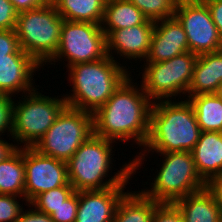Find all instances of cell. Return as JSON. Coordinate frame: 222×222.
Listing matches in <instances>:
<instances>
[{
  "instance_id": "obj_12",
  "label": "cell",
  "mask_w": 222,
  "mask_h": 222,
  "mask_svg": "<svg viewBox=\"0 0 222 222\" xmlns=\"http://www.w3.org/2000/svg\"><path fill=\"white\" fill-rule=\"evenodd\" d=\"M25 203L39 194L64 185L68 179L67 162L43 155L33 147L24 148Z\"/></svg>"
},
{
  "instance_id": "obj_34",
  "label": "cell",
  "mask_w": 222,
  "mask_h": 222,
  "mask_svg": "<svg viewBox=\"0 0 222 222\" xmlns=\"http://www.w3.org/2000/svg\"><path fill=\"white\" fill-rule=\"evenodd\" d=\"M211 13L212 20L222 38V0H203Z\"/></svg>"
},
{
  "instance_id": "obj_4",
  "label": "cell",
  "mask_w": 222,
  "mask_h": 222,
  "mask_svg": "<svg viewBox=\"0 0 222 222\" xmlns=\"http://www.w3.org/2000/svg\"><path fill=\"white\" fill-rule=\"evenodd\" d=\"M117 61L106 55L97 61L67 67L68 81L73 86V93L63 95L67 106L92 114L103 106L131 74L129 68Z\"/></svg>"
},
{
  "instance_id": "obj_32",
  "label": "cell",
  "mask_w": 222,
  "mask_h": 222,
  "mask_svg": "<svg viewBox=\"0 0 222 222\" xmlns=\"http://www.w3.org/2000/svg\"><path fill=\"white\" fill-rule=\"evenodd\" d=\"M18 12L10 0H0V30L15 29Z\"/></svg>"
},
{
  "instance_id": "obj_3",
  "label": "cell",
  "mask_w": 222,
  "mask_h": 222,
  "mask_svg": "<svg viewBox=\"0 0 222 222\" xmlns=\"http://www.w3.org/2000/svg\"><path fill=\"white\" fill-rule=\"evenodd\" d=\"M114 143L91 135L67 161L69 183L75 191L102 190L115 186H127L133 175V161L125 163L111 178ZM131 177V178H130ZM106 178V180H105Z\"/></svg>"
},
{
  "instance_id": "obj_20",
  "label": "cell",
  "mask_w": 222,
  "mask_h": 222,
  "mask_svg": "<svg viewBox=\"0 0 222 222\" xmlns=\"http://www.w3.org/2000/svg\"><path fill=\"white\" fill-rule=\"evenodd\" d=\"M159 204L141 190H128L120 199L112 222H152Z\"/></svg>"
},
{
  "instance_id": "obj_17",
  "label": "cell",
  "mask_w": 222,
  "mask_h": 222,
  "mask_svg": "<svg viewBox=\"0 0 222 222\" xmlns=\"http://www.w3.org/2000/svg\"><path fill=\"white\" fill-rule=\"evenodd\" d=\"M191 153L196 170L206 184L222 174V132H201Z\"/></svg>"
},
{
  "instance_id": "obj_22",
  "label": "cell",
  "mask_w": 222,
  "mask_h": 222,
  "mask_svg": "<svg viewBox=\"0 0 222 222\" xmlns=\"http://www.w3.org/2000/svg\"><path fill=\"white\" fill-rule=\"evenodd\" d=\"M202 132H222V99L216 93L186 96Z\"/></svg>"
},
{
  "instance_id": "obj_18",
  "label": "cell",
  "mask_w": 222,
  "mask_h": 222,
  "mask_svg": "<svg viewBox=\"0 0 222 222\" xmlns=\"http://www.w3.org/2000/svg\"><path fill=\"white\" fill-rule=\"evenodd\" d=\"M222 83V49L198 55L188 95L216 93Z\"/></svg>"
},
{
  "instance_id": "obj_19",
  "label": "cell",
  "mask_w": 222,
  "mask_h": 222,
  "mask_svg": "<svg viewBox=\"0 0 222 222\" xmlns=\"http://www.w3.org/2000/svg\"><path fill=\"white\" fill-rule=\"evenodd\" d=\"M185 222H219L222 211L213 194L205 187L174 202Z\"/></svg>"
},
{
  "instance_id": "obj_11",
  "label": "cell",
  "mask_w": 222,
  "mask_h": 222,
  "mask_svg": "<svg viewBox=\"0 0 222 222\" xmlns=\"http://www.w3.org/2000/svg\"><path fill=\"white\" fill-rule=\"evenodd\" d=\"M174 16L187 35L189 51L200 55L222 49V38L202 0H178Z\"/></svg>"
},
{
  "instance_id": "obj_38",
  "label": "cell",
  "mask_w": 222,
  "mask_h": 222,
  "mask_svg": "<svg viewBox=\"0 0 222 222\" xmlns=\"http://www.w3.org/2000/svg\"><path fill=\"white\" fill-rule=\"evenodd\" d=\"M216 94L222 99V83L219 85Z\"/></svg>"
},
{
  "instance_id": "obj_27",
  "label": "cell",
  "mask_w": 222,
  "mask_h": 222,
  "mask_svg": "<svg viewBox=\"0 0 222 222\" xmlns=\"http://www.w3.org/2000/svg\"><path fill=\"white\" fill-rule=\"evenodd\" d=\"M18 196L0 194V222H16L24 206H20Z\"/></svg>"
},
{
  "instance_id": "obj_36",
  "label": "cell",
  "mask_w": 222,
  "mask_h": 222,
  "mask_svg": "<svg viewBox=\"0 0 222 222\" xmlns=\"http://www.w3.org/2000/svg\"><path fill=\"white\" fill-rule=\"evenodd\" d=\"M15 10L20 13L23 11L31 10L42 6L46 3L45 0H10Z\"/></svg>"
},
{
  "instance_id": "obj_14",
  "label": "cell",
  "mask_w": 222,
  "mask_h": 222,
  "mask_svg": "<svg viewBox=\"0 0 222 222\" xmlns=\"http://www.w3.org/2000/svg\"><path fill=\"white\" fill-rule=\"evenodd\" d=\"M189 51L187 35L175 16L155 21L145 62H163Z\"/></svg>"
},
{
  "instance_id": "obj_30",
  "label": "cell",
  "mask_w": 222,
  "mask_h": 222,
  "mask_svg": "<svg viewBox=\"0 0 222 222\" xmlns=\"http://www.w3.org/2000/svg\"><path fill=\"white\" fill-rule=\"evenodd\" d=\"M11 95L0 94V137L8 132L7 136L12 135L13 103ZM7 130V131H6Z\"/></svg>"
},
{
  "instance_id": "obj_23",
  "label": "cell",
  "mask_w": 222,
  "mask_h": 222,
  "mask_svg": "<svg viewBox=\"0 0 222 222\" xmlns=\"http://www.w3.org/2000/svg\"><path fill=\"white\" fill-rule=\"evenodd\" d=\"M0 194L15 195L25 200L24 147H19L0 162Z\"/></svg>"
},
{
  "instance_id": "obj_15",
  "label": "cell",
  "mask_w": 222,
  "mask_h": 222,
  "mask_svg": "<svg viewBox=\"0 0 222 222\" xmlns=\"http://www.w3.org/2000/svg\"><path fill=\"white\" fill-rule=\"evenodd\" d=\"M126 186L78 191L75 222H112Z\"/></svg>"
},
{
  "instance_id": "obj_35",
  "label": "cell",
  "mask_w": 222,
  "mask_h": 222,
  "mask_svg": "<svg viewBox=\"0 0 222 222\" xmlns=\"http://www.w3.org/2000/svg\"><path fill=\"white\" fill-rule=\"evenodd\" d=\"M206 188L213 194L217 204L222 211V174L212 178L206 184Z\"/></svg>"
},
{
  "instance_id": "obj_24",
  "label": "cell",
  "mask_w": 222,
  "mask_h": 222,
  "mask_svg": "<svg viewBox=\"0 0 222 222\" xmlns=\"http://www.w3.org/2000/svg\"><path fill=\"white\" fill-rule=\"evenodd\" d=\"M107 0H53L57 12L64 20L102 23Z\"/></svg>"
},
{
  "instance_id": "obj_10",
  "label": "cell",
  "mask_w": 222,
  "mask_h": 222,
  "mask_svg": "<svg viewBox=\"0 0 222 222\" xmlns=\"http://www.w3.org/2000/svg\"><path fill=\"white\" fill-rule=\"evenodd\" d=\"M106 55V35L100 24L63 20L57 52L47 65H55L54 62L65 58V66L70 67L97 61Z\"/></svg>"
},
{
  "instance_id": "obj_7",
  "label": "cell",
  "mask_w": 222,
  "mask_h": 222,
  "mask_svg": "<svg viewBox=\"0 0 222 222\" xmlns=\"http://www.w3.org/2000/svg\"><path fill=\"white\" fill-rule=\"evenodd\" d=\"M163 160L160 170L150 184L151 188L141 191L160 203H174L176 200L206 187L199 176L193 156L188 151L158 153ZM163 163V164H162ZM153 185V186H151Z\"/></svg>"
},
{
  "instance_id": "obj_9",
  "label": "cell",
  "mask_w": 222,
  "mask_h": 222,
  "mask_svg": "<svg viewBox=\"0 0 222 222\" xmlns=\"http://www.w3.org/2000/svg\"><path fill=\"white\" fill-rule=\"evenodd\" d=\"M197 57V54L187 51L167 61L144 63L140 81L143 91L153 102L176 100L183 94V97L188 96Z\"/></svg>"
},
{
  "instance_id": "obj_31",
  "label": "cell",
  "mask_w": 222,
  "mask_h": 222,
  "mask_svg": "<svg viewBox=\"0 0 222 222\" xmlns=\"http://www.w3.org/2000/svg\"><path fill=\"white\" fill-rule=\"evenodd\" d=\"M152 222H185L182 213L174 203H160L152 218Z\"/></svg>"
},
{
  "instance_id": "obj_5",
  "label": "cell",
  "mask_w": 222,
  "mask_h": 222,
  "mask_svg": "<svg viewBox=\"0 0 222 222\" xmlns=\"http://www.w3.org/2000/svg\"><path fill=\"white\" fill-rule=\"evenodd\" d=\"M63 20L52 2L18 13L15 31L20 48L41 67L57 52Z\"/></svg>"
},
{
  "instance_id": "obj_1",
  "label": "cell",
  "mask_w": 222,
  "mask_h": 222,
  "mask_svg": "<svg viewBox=\"0 0 222 222\" xmlns=\"http://www.w3.org/2000/svg\"><path fill=\"white\" fill-rule=\"evenodd\" d=\"M133 81L129 75L93 114L94 134L113 142L132 140L142 149L149 136L153 101Z\"/></svg>"
},
{
  "instance_id": "obj_13",
  "label": "cell",
  "mask_w": 222,
  "mask_h": 222,
  "mask_svg": "<svg viewBox=\"0 0 222 222\" xmlns=\"http://www.w3.org/2000/svg\"><path fill=\"white\" fill-rule=\"evenodd\" d=\"M154 25L155 21L147 19L141 25L110 31L106 35L107 55L114 60L115 58L112 55L117 53L120 58L123 57V60L127 58L144 61L149 52Z\"/></svg>"
},
{
  "instance_id": "obj_8",
  "label": "cell",
  "mask_w": 222,
  "mask_h": 222,
  "mask_svg": "<svg viewBox=\"0 0 222 222\" xmlns=\"http://www.w3.org/2000/svg\"><path fill=\"white\" fill-rule=\"evenodd\" d=\"M93 134V114L66 106L33 148L67 162Z\"/></svg>"
},
{
  "instance_id": "obj_16",
  "label": "cell",
  "mask_w": 222,
  "mask_h": 222,
  "mask_svg": "<svg viewBox=\"0 0 222 222\" xmlns=\"http://www.w3.org/2000/svg\"><path fill=\"white\" fill-rule=\"evenodd\" d=\"M41 66L27 53H13L11 60H0V94L15 97L35 89L33 75Z\"/></svg>"
},
{
  "instance_id": "obj_2",
  "label": "cell",
  "mask_w": 222,
  "mask_h": 222,
  "mask_svg": "<svg viewBox=\"0 0 222 222\" xmlns=\"http://www.w3.org/2000/svg\"><path fill=\"white\" fill-rule=\"evenodd\" d=\"M153 102L150 113L149 136L133 161V174L144 164L150 152H191L199 140L201 129L188 99ZM153 150V151H152ZM147 153V154H146ZM143 162V163H142Z\"/></svg>"
},
{
  "instance_id": "obj_26",
  "label": "cell",
  "mask_w": 222,
  "mask_h": 222,
  "mask_svg": "<svg viewBox=\"0 0 222 222\" xmlns=\"http://www.w3.org/2000/svg\"><path fill=\"white\" fill-rule=\"evenodd\" d=\"M74 192L72 185H64L39 194L30 204L37 210L50 215Z\"/></svg>"
},
{
  "instance_id": "obj_33",
  "label": "cell",
  "mask_w": 222,
  "mask_h": 222,
  "mask_svg": "<svg viewBox=\"0 0 222 222\" xmlns=\"http://www.w3.org/2000/svg\"><path fill=\"white\" fill-rule=\"evenodd\" d=\"M26 205L31 208L22 210L16 222H54L50 215L37 210L30 203Z\"/></svg>"
},
{
  "instance_id": "obj_29",
  "label": "cell",
  "mask_w": 222,
  "mask_h": 222,
  "mask_svg": "<svg viewBox=\"0 0 222 222\" xmlns=\"http://www.w3.org/2000/svg\"><path fill=\"white\" fill-rule=\"evenodd\" d=\"M13 53H26L20 48L15 29L0 30V60H11Z\"/></svg>"
},
{
  "instance_id": "obj_6",
  "label": "cell",
  "mask_w": 222,
  "mask_h": 222,
  "mask_svg": "<svg viewBox=\"0 0 222 222\" xmlns=\"http://www.w3.org/2000/svg\"><path fill=\"white\" fill-rule=\"evenodd\" d=\"M36 90L13 103L11 138L20 148L34 147L67 106L64 96L49 97Z\"/></svg>"
},
{
  "instance_id": "obj_21",
  "label": "cell",
  "mask_w": 222,
  "mask_h": 222,
  "mask_svg": "<svg viewBox=\"0 0 222 222\" xmlns=\"http://www.w3.org/2000/svg\"><path fill=\"white\" fill-rule=\"evenodd\" d=\"M147 18L128 0H107L101 29L107 35L112 30L143 24Z\"/></svg>"
},
{
  "instance_id": "obj_28",
  "label": "cell",
  "mask_w": 222,
  "mask_h": 222,
  "mask_svg": "<svg viewBox=\"0 0 222 222\" xmlns=\"http://www.w3.org/2000/svg\"><path fill=\"white\" fill-rule=\"evenodd\" d=\"M78 208V192L75 191L62 205L50 214L54 222H75Z\"/></svg>"
},
{
  "instance_id": "obj_25",
  "label": "cell",
  "mask_w": 222,
  "mask_h": 222,
  "mask_svg": "<svg viewBox=\"0 0 222 222\" xmlns=\"http://www.w3.org/2000/svg\"><path fill=\"white\" fill-rule=\"evenodd\" d=\"M151 21H159L174 16L178 0H128Z\"/></svg>"
},
{
  "instance_id": "obj_37",
  "label": "cell",
  "mask_w": 222,
  "mask_h": 222,
  "mask_svg": "<svg viewBox=\"0 0 222 222\" xmlns=\"http://www.w3.org/2000/svg\"><path fill=\"white\" fill-rule=\"evenodd\" d=\"M0 137V162L6 160L9 156H11L19 147L14 143H9L6 140H3Z\"/></svg>"
}]
</instances>
